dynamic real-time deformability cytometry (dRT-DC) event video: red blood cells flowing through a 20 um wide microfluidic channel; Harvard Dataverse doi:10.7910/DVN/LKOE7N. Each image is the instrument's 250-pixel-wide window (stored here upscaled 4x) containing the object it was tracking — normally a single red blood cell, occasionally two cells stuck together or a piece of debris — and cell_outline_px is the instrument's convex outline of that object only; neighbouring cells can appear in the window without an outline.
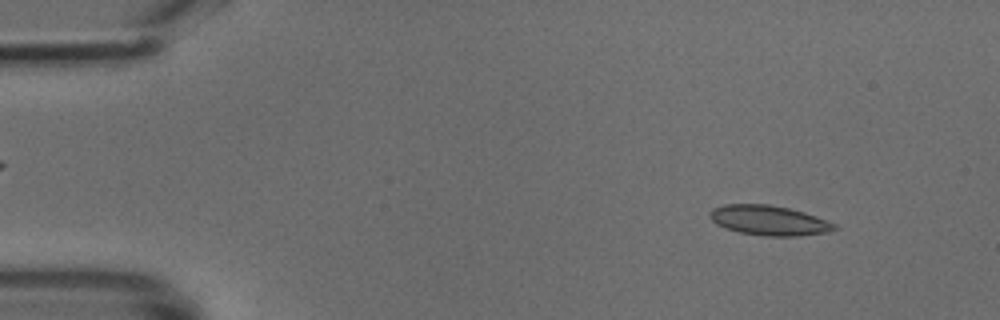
{"species": "common noctule bat (a hibernating species)", "species_latin": "Nyctalus noctula", "temperature_condition": "cold", "stored_images_in_passage": 48, "camera_frame_rate_fps": 3000, "um_per_image_px": 0.085, "animal": {"sex": "male", "body_mass_g": 18.8}, "frame": {"image": 1, "passage_image": 5, "time_ms": 1.333, "image_size_px": [1000, 320], "cell_outline_px": [[840, 228], [828, 232], [800, 236], [764, 236], [740, 232], [724, 228], [716, 224], [708, 216], [708, 212], [712, 208], [724, 204], [768, 204], [788, 208], [804, 212], [816, 216], [836, 224]], "centroid_in_image_um": [65.35, 18.73], "position_along_channel_um": 19.6, "area_um2": 21.91}}
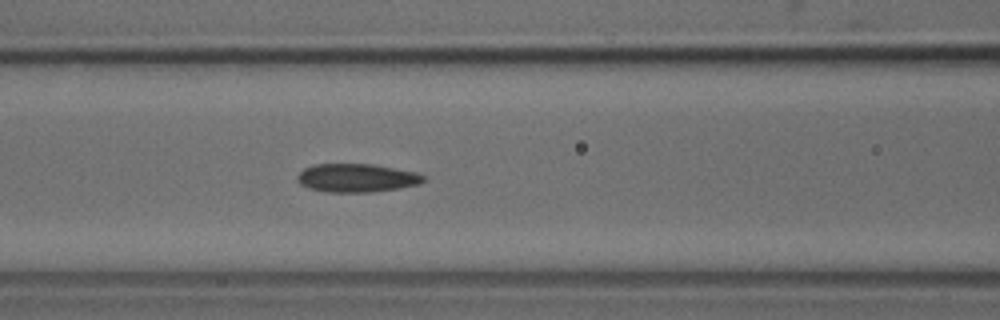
{"frame": {"image": 2, "passage_image": 20, "time_ms": 6.333, "image_size_px": [1000, 320], "cell_outline_px": [[424, 180], [420, 184], [372, 192], [328, 192], [308, 188], [300, 184], [296, 180], [296, 176], [304, 168], [312, 164], [372, 164], [416, 172], [424, 176]], "centroid_in_image_um": [30.27, 15.12], "position_along_channel_um": 136.3, "area_um2": 20.87}}
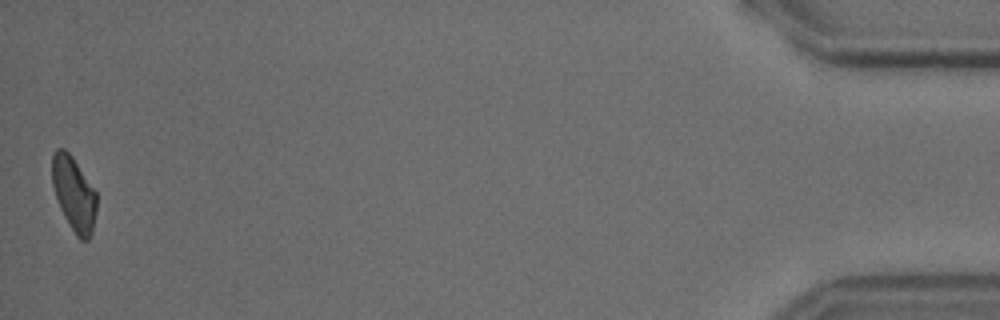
{"frame": {"image": 3, "passage_image": 48, "time_ms": 15.667, "image_size_px": [1000, 320], "cell_outline_px": [[96, 212], [92, 232], [88, 240], [80, 240], [76, 236], [64, 216], [60, 208], [52, 184], [52, 152], [56, 148], [64, 148], [72, 156], [96, 192]], "centroid_in_image_um": [6.27, 16.46], "position_along_channel_um": 428.9, "area_um2": 19.19}}